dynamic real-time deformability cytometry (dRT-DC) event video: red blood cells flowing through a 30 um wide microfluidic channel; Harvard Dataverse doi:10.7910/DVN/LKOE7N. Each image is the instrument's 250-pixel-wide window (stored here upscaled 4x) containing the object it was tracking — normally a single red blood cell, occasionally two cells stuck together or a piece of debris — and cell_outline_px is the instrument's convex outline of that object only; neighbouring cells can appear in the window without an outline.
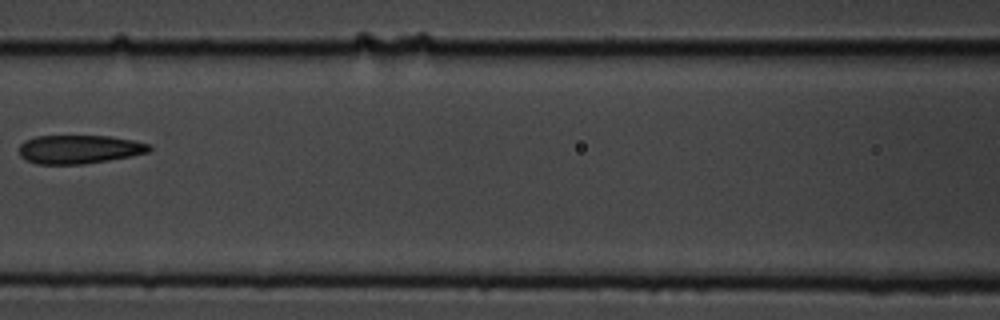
{"species": "common noctule bat (a hibernating species)", "species_latin": "Nyctalus noctula", "temperature_condition": "cold", "stored_images_in_passage": 9, "camera_frame_rate_fps": 3000, "um_per_image_px": 0.085, "animal": {"sex": "male", "body_mass_g": 19.5, "forearm_length_mm": 54.6}, "frame": {"image": 1, "passage_image": 7, "time_ms": 2.0, "image_size_px": [1000, 320], "cell_outline_px": [[152, 148], [148, 152], [132, 156], [84, 164], [36, 164], [20, 156], [20, 144], [24, 140], [36, 136], [112, 136], [152, 144]], "centroid_in_image_um": [6.76, 12.68], "position_along_channel_um": 159.8, "area_um2": 21.79}}
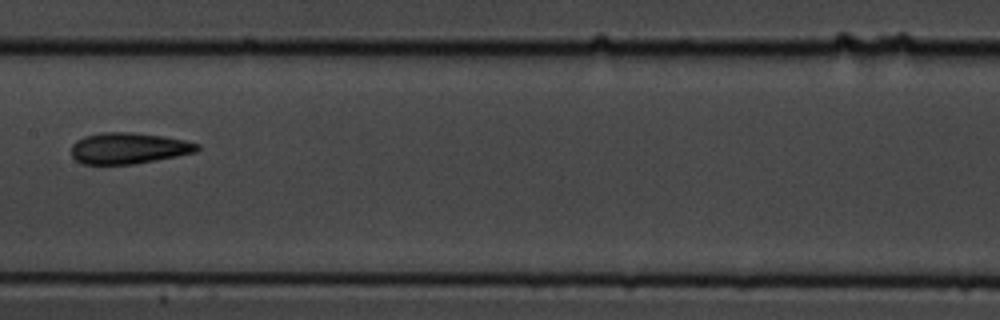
{"frame": {"image": 2, "passage_image": 8, "time_ms": 2.333, "image_size_px": [1000, 320], "cell_outline_px": [[200, 148], [196, 152], [176, 156], [132, 164], [84, 164], [76, 160], [72, 156], [72, 144], [76, 140], [84, 136], [100, 132], [132, 132], [164, 136], [184, 140], [200, 144]], "centroid_in_image_um": [10.92, 12.58], "position_along_channel_um": 196.5, "area_um2": 22.83}}